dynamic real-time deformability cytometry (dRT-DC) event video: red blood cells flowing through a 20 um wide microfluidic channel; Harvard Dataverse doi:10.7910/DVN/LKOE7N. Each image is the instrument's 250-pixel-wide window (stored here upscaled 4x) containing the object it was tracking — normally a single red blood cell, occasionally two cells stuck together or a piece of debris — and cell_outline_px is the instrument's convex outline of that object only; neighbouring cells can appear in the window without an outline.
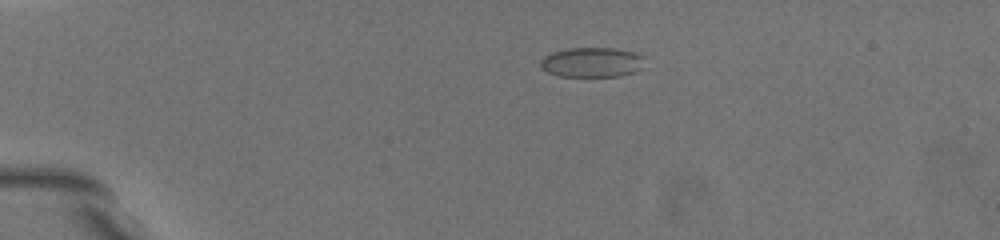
{"species": "common noctule bat (a hibernating species)", "species_latin": "Nyctalus noctula", "temperature_condition": "warm", "stored_images_in_passage": 51, "camera_frame_rate_fps": 3000, "um_per_image_px": 0.085, "animal": {"sex": "female", "body_mass_g": 19.5, "forearm_length_mm": 54.1}, "frame": {"image": 1, "passage_image": 14, "time_ms": 2.333, "image_size_px": [1000, 240], "cell_outline_px": [[644, 56], [636, 72], [620, 76], [560, 76], [548, 72], [540, 68], [540, 60], [544, 56], [552, 52], [568, 48], [612, 48], [636, 52]], "centroid_in_image_um": [50.27, 5.29], "position_along_channel_um": 34.7, "area_um2": 18.03}}
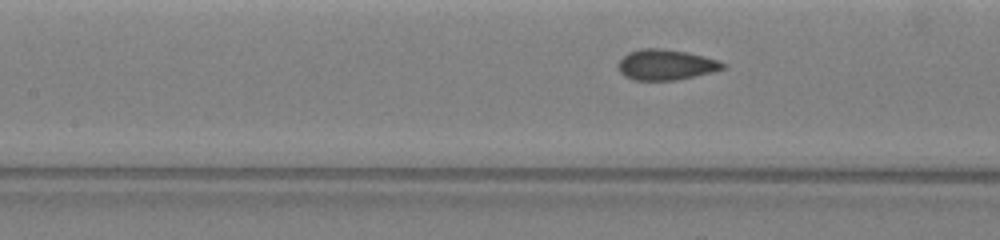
{"frame": {"image": 2, "passage_image": 37, "time_ms": 7.333, "image_size_px": [1000, 240], "cell_outline_px": [[724, 68], [712, 72], [676, 80], [632, 80], [624, 76], [620, 72], [616, 64], [628, 52], [644, 48], [664, 48], [684, 52], [716, 60], [724, 64]], "centroid_in_image_um": [56.52, 5.51], "position_along_channel_um": 150.9, "area_um2": 18.38}}
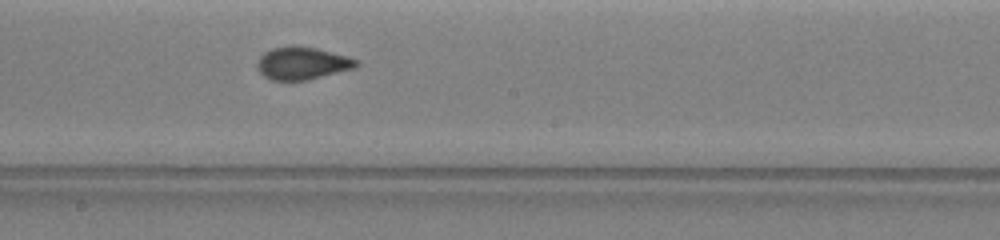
{"frame": {"image": 3, "passage_image": 48, "time_ms": 9.333, "image_size_px": [1000, 240], "cell_outline_px": [[360, 64], [352, 68], [308, 80], [272, 80], [264, 76], [260, 72], [260, 56], [264, 52], [272, 48], [316, 48], [344, 56], [356, 60]], "centroid_in_image_um": [25.69, 5.41], "position_along_channel_um": 222.5, "area_um2": 17.74}}